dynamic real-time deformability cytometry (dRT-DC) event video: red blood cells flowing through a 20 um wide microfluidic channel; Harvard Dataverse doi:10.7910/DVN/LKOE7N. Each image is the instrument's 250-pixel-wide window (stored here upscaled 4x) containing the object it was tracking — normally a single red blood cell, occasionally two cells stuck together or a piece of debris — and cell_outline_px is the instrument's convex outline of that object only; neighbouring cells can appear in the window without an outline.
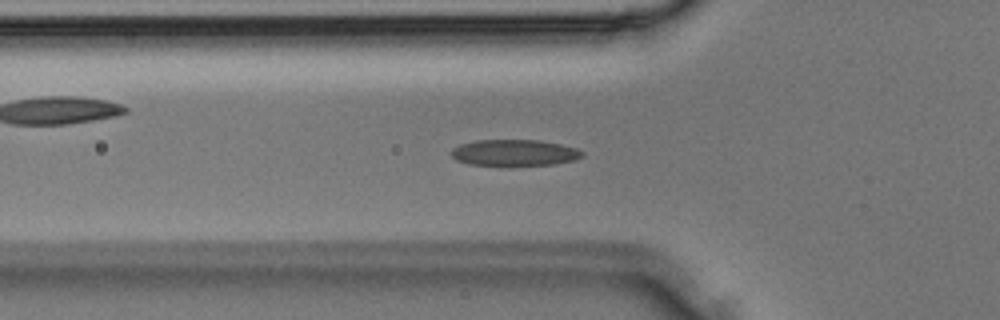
{"species": "Egyptian fruit bat (a non-hibernating species)", "species_latin": "Rousettus aegyptiacus", "temperature_condition": "room temperature", "stored_images_in_passage": 33, "camera_frame_rate_fps": 3000, "um_per_image_px": 0.085, "animal": {"sex": "male"}, "frame": {"image": 1, "passage_image": 11, "time_ms": 3.333, "image_size_px": [1000, 320], "cell_outline_px": [[584, 156], [576, 160], [552, 164], [468, 164], [456, 160], [452, 156], [452, 148], [460, 144], [476, 140], [540, 140], [560, 144], [576, 148], [584, 152]], "centroid_in_image_um": [43.75, 12.96], "position_along_channel_um": 82.1, "area_um2": 19.71}}
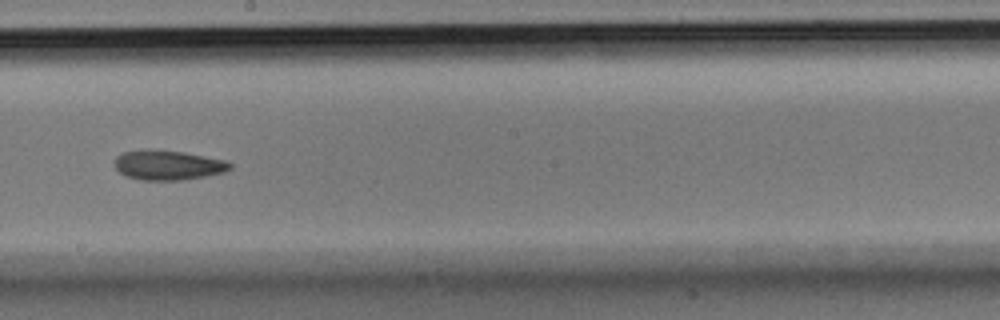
{"frame": {"image": 2, "passage_image": 19, "time_ms": 6.0, "image_size_px": [1000, 320], "cell_outline_px": [[232, 168], [224, 172], [204, 176], [180, 180], [144, 180], [128, 176], [120, 172], [116, 168], [116, 156], [124, 152], [148, 148], [184, 152], [228, 160], [232, 164]], "centroid_in_image_um": [14.32, 14.01], "position_along_channel_um": 233.9, "area_um2": 20.0}}
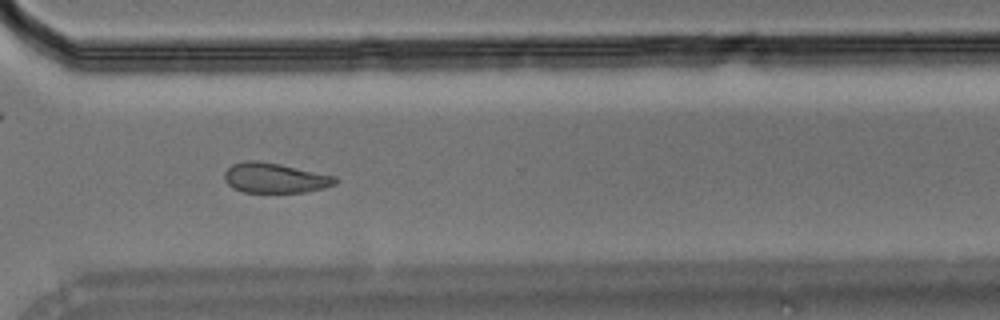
{"frame": {"image": 3, "passage_image": 25, "time_ms": 8.0, "image_size_px": [1000, 320], "cell_outline_px": [[336, 184], [324, 188], [304, 192], [244, 192], [232, 188], [224, 180], [224, 172], [232, 164], [244, 160], [252, 160], [280, 164], [336, 176]], "centroid_in_image_um": [23.34, 15.12], "position_along_channel_um": 347.3, "area_um2": 19.36}}